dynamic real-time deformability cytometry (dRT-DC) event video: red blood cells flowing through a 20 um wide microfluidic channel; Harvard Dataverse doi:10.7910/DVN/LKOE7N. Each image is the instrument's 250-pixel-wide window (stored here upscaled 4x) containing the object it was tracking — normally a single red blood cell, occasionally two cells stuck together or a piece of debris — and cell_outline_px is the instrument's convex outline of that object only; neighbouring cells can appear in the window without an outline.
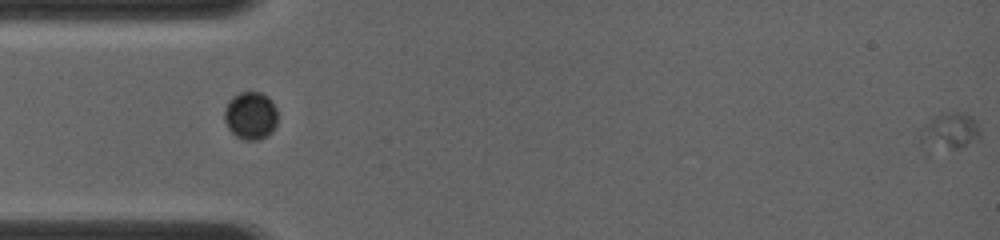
{"species": "common noctule bat (a hibernating species)", "species_latin": "Nyctalus noctula", "temperature_condition": "room temperature", "stored_images_in_passage": 19, "segment_of_instrument_passage": [2, 2], "camera_frame_rate_fps": 4000, "um_per_image_px": 0.085, "animal": {"sex": "female", "body_mass_g": 19.0, "forearm_length_mm": 56.7}, "frame": {"image": 1, "passage_image": 19, "time_ms": 4.75, "image_size_px": [1000, 240], "cell_outline_px": [[980, 140], [956, 148], [952, 148], [920, 140], [920, 136], [924, 124], [936, 116], [952, 112], [960, 112], [972, 116], [976, 120], [980, 132]], "centroid_in_image_um": [80.86, 11.07], "position_along_channel_um": 4.1, "area_um2": 11.79}}